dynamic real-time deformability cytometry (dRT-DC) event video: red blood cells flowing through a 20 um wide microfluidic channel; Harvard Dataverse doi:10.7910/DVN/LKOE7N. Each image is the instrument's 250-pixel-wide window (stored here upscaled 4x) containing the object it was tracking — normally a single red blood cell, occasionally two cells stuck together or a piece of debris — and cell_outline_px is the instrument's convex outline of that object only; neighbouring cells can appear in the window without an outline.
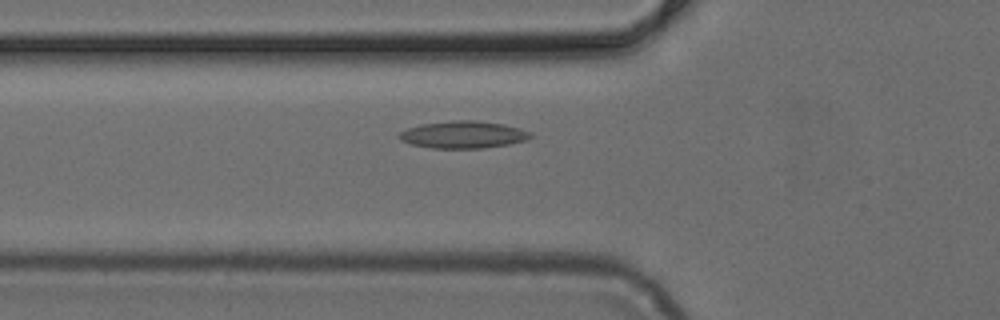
{"species": "common noctule bat (a hibernating species)", "species_latin": "Nyctalus noctula", "temperature_condition": "cold", "stored_images_in_passage": 49, "camera_frame_rate_fps": 3000, "um_per_image_px": 0.085, "animal": {"sex": "female", "body_mass_g": 24.6, "forearm_length_mm": 56.2}, "frame": {"image": 1, "passage_image": 17, "time_ms": 5.333, "image_size_px": [1000, 320], "cell_outline_px": [[532, 136], [524, 140], [508, 144], [480, 148], [432, 148], [412, 144], [400, 140], [396, 136], [400, 132], [408, 128], [420, 124], [452, 120], [476, 120], [504, 124], [520, 128], [532, 132]], "centroid_in_image_um": [39.35, 11.43], "position_along_channel_um": 86.5, "area_um2": 20.81}}
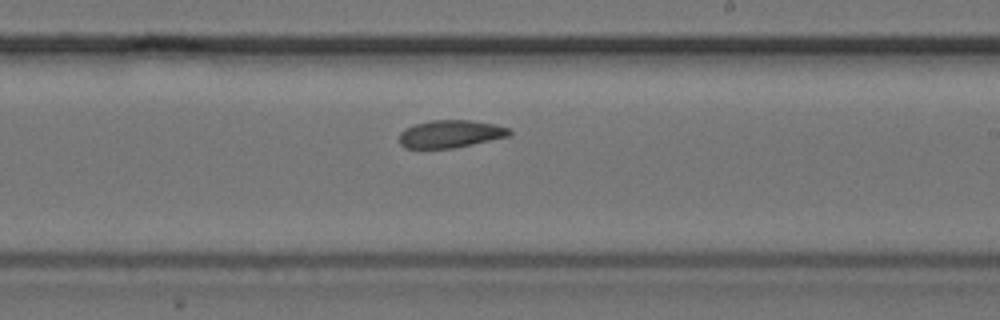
{"frame": {"image": 2, "passage_image": 29, "time_ms": 9.333, "image_size_px": [1000, 320], "cell_outline_px": [[512, 136], [452, 148], [404, 148], [400, 144], [400, 132], [404, 128], [416, 124], [432, 120], [472, 120], [492, 124], [508, 128], [512, 132]], "centroid_in_image_um": [38.29, 11.38], "position_along_channel_um": 250.7, "area_um2": 17.69}}
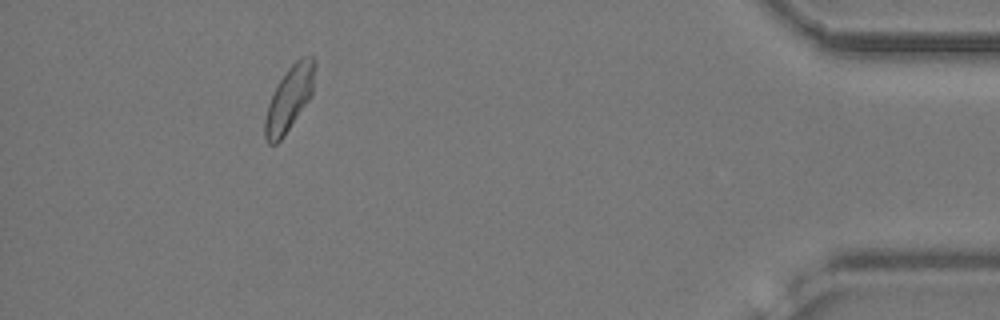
{"frame": {"image": 3, "passage_image": 45, "time_ms": 14.667, "image_size_px": [1000, 320], "cell_outline_px": [[316, 64], [312, 92], [308, 100], [284, 136], [276, 144], [268, 144], [264, 136], [264, 120], [268, 104], [272, 92], [288, 68], [300, 56], [312, 56], [316, 60]], "centroid_in_image_um": [24.58, 8.36], "position_along_channel_um": 410.6, "area_um2": 18.73}}